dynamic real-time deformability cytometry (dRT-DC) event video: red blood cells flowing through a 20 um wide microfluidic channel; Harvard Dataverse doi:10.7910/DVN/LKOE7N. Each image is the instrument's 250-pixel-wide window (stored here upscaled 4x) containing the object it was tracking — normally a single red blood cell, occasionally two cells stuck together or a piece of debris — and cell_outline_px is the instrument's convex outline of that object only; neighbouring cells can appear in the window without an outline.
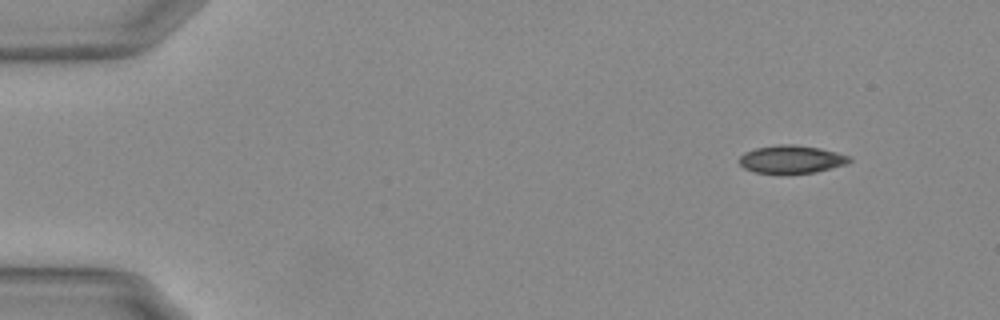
{"species": "Egyptian fruit bat (a non-hibernating species)", "species_latin": "Rousettus aegyptiacus", "temperature_condition": "warm", "stored_images_in_passage": 50, "camera_frame_rate_fps": 3000, "um_per_image_px": 0.085, "animal": {"sex": "female"}, "frame": {"image": 1, "passage_image": 1, "time_ms": 0.0, "image_size_px": [1000, 320], "cell_outline_px": [[852, 160], [844, 164], [816, 172], [752, 172], [744, 168], [740, 164], [740, 156], [744, 152], [756, 148], [780, 144], [792, 144], [820, 148], [852, 156]], "centroid_in_image_um": [67.27, 13.52], "position_along_channel_um": 17.7, "area_um2": 17.57}}
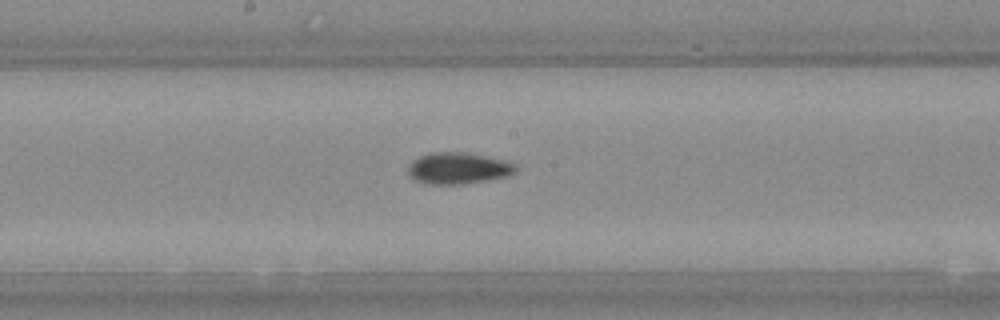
{"frame": {"image": 2, "passage_image": 25, "time_ms": 8.0, "image_size_px": [1000, 320], "cell_outline_px": [[516, 172], [508, 176], [460, 184], [428, 184], [416, 180], [408, 172], [408, 164], [412, 160], [420, 156], [432, 152], [464, 152], [504, 160], [516, 164]], "centroid_in_image_um": [38.93, 14.29], "position_along_channel_um": 209.3, "area_um2": 19.54}}
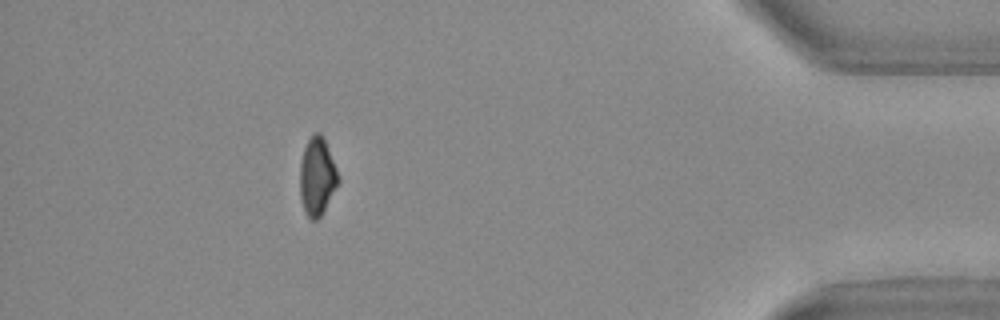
{"frame": {"image": 3, "passage_image": 45, "time_ms": 14.667, "image_size_px": [1000, 320], "cell_outline_px": [[340, 180], [320, 216], [316, 220], [312, 220], [308, 216], [304, 208], [300, 196], [300, 164], [304, 148], [312, 132], [320, 132], [324, 136], [340, 176]], "centroid_in_image_um": [26.97, 14.93], "position_along_channel_um": 408.2, "area_um2": 17.4}, "authors_computed_cell_mechanics": {"area_um2": 18.5538, "velocity_mm_per_s": 3.732, "shape_relaxation_time_tau1_ms": 6.7966, "shape_relaxation_time_tau2_ms": 7.4917, "deformation_change_tau1": 0.1516, "deformation_change_tau2": 0.1032}}